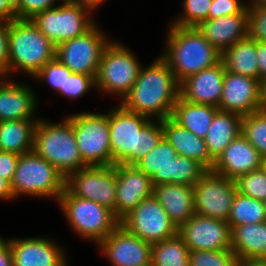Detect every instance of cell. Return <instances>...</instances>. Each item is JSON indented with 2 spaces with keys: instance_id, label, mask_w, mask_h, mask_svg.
Returning <instances> with one entry per match:
<instances>
[{
  "instance_id": "obj_1",
  "label": "cell",
  "mask_w": 266,
  "mask_h": 266,
  "mask_svg": "<svg viewBox=\"0 0 266 266\" xmlns=\"http://www.w3.org/2000/svg\"><path fill=\"white\" fill-rule=\"evenodd\" d=\"M179 96L180 83L158 55L148 66L141 67L137 80L119 104L149 119L163 120L172 115Z\"/></svg>"
},
{
  "instance_id": "obj_2",
  "label": "cell",
  "mask_w": 266,
  "mask_h": 266,
  "mask_svg": "<svg viewBox=\"0 0 266 266\" xmlns=\"http://www.w3.org/2000/svg\"><path fill=\"white\" fill-rule=\"evenodd\" d=\"M112 165H135L164 137L162 120L126 110L121 104L108 110Z\"/></svg>"
},
{
  "instance_id": "obj_3",
  "label": "cell",
  "mask_w": 266,
  "mask_h": 266,
  "mask_svg": "<svg viewBox=\"0 0 266 266\" xmlns=\"http://www.w3.org/2000/svg\"><path fill=\"white\" fill-rule=\"evenodd\" d=\"M160 56L168 63L179 83L221 61V52L212 46L196 27L169 24Z\"/></svg>"
},
{
  "instance_id": "obj_4",
  "label": "cell",
  "mask_w": 266,
  "mask_h": 266,
  "mask_svg": "<svg viewBox=\"0 0 266 266\" xmlns=\"http://www.w3.org/2000/svg\"><path fill=\"white\" fill-rule=\"evenodd\" d=\"M56 46L30 19L8 23L7 77L21 72L33 77L47 62L55 59Z\"/></svg>"
},
{
  "instance_id": "obj_5",
  "label": "cell",
  "mask_w": 266,
  "mask_h": 266,
  "mask_svg": "<svg viewBox=\"0 0 266 266\" xmlns=\"http://www.w3.org/2000/svg\"><path fill=\"white\" fill-rule=\"evenodd\" d=\"M34 151L54 165L65 178L86 167L79 153L72 122L66 116L57 123L40 117L34 130Z\"/></svg>"
},
{
  "instance_id": "obj_6",
  "label": "cell",
  "mask_w": 266,
  "mask_h": 266,
  "mask_svg": "<svg viewBox=\"0 0 266 266\" xmlns=\"http://www.w3.org/2000/svg\"><path fill=\"white\" fill-rule=\"evenodd\" d=\"M65 180L54 165L32 150L19 156L10 185L15 200L20 196H32L58 202L65 190Z\"/></svg>"
},
{
  "instance_id": "obj_7",
  "label": "cell",
  "mask_w": 266,
  "mask_h": 266,
  "mask_svg": "<svg viewBox=\"0 0 266 266\" xmlns=\"http://www.w3.org/2000/svg\"><path fill=\"white\" fill-rule=\"evenodd\" d=\"M57 205L72 232L96 246L120 224L109 208L91 200L75 197L66 188Z\"/></svg>"
},
{
  "instance_id": "obj_8",
  "label": "cell",
  "mask_w": 266,
  "mask_h": 266,
  "mask_svg": "<svg viewBox=\"0 0 266 266\" xmlns=\"http://www.w3.org/2000/svg\"><path fill=\"white\" fill-rule=\"evenodd\" d=\"M142 66L130 48L114 39L111 40L105 47L99 63L95 78L97 92L116 95L121 102L137 80Z\"/></svg>"
},
{
  "instance_id": "obj_9",
  "label": "cell",
  "mask_w": 266,
  "mask_h": 266,
  "mask_svg": "<svg viewBox=\"0 0 266 266\" xmlns=\"http://www.w3.org/2000/svg\"><path fill=\"white\" fill-rule=\"evenodd\" d=\"M66 117L72 122L83 163L86 166L112 165L108 110L71 113Z\"/></svg>"
},
{
  "instance_id": "obj_10",
  "label": "cell",
  "mask_w": 266,
  "mask_h": 266,
  "mask_svg": "<svg viewBox=\"0 0 266 266\" xmlns=\"http://www.w3.org/2000/svg\"><path fill=\"white\" fill-rule=\"evenodd\" d=\"M30 20L55 46L85 34L97 23L91 11L65 1Z\"/></svg>"
},
{
  "instance_id": "obj_11",
  "label": "cell",
  "mask_w": 266,
  "mask_h": 266,
  "mask_svg": "<svg viewBox=\"0 0 266 266\" xmlns=\"http://www.w3.org/2000/svg\"><path fill=\"white\" fill-rule=\"evenodd\" d=\"M110 37L96 23L85 34L56 46L55 58L72 73L96 78L99 63Z\"/></svg>"
},
{
  "instance_id": "obj_12",
  "label": "cell",
  "mask_w": 266,
  "mask_h": 266,
  "mask_svg": "<svg viewBox=\"0 0 266 266\" xmlns=\"http://www.w3.org/2000/svg\"><path fill=\"white\" fill-rule=\"evenodd\" d=\"M65 188L75 197L91 200L113 211L116 202L115 165L86 166L70 173Z\"/></svg>"
},
{
  "instance_id": "obj_13",
  "label": "cell",
  "mask_w": 266,
  "mask_h": 266,
  "mask_svg": "<svg viewBox=\"0 0 266 266\" xmlns=\"http://www.w3.org/2000/svg\"><path fill=\"white\" fill-rule=\"evenodd\" d=\"M120 225L150 244L171 238L178 230L153 195L142 200L120 221Z\"/></svg>"
},
{
  "instance_id": "obj_14",
  "label": "cell",
  "mask_w": 266,
  "mask_h": 266,
  "mask_svg": "<svg viewBox=\"0 0 266 266\" xmlns=\"http://www.w3.org/2000/svg\"><path fill=\"white\" fill-rule=\"evenodd\" d=\"M194 188V209L197 215L227 221L237 187L234 180L207 171Z\"/></svg>"
},
{
  "instance_id": "obj_15",
  "label": "cell",
  "mask_w": 266,
  "mask_h": 266,
  "mask_svg": "<svg viewBox=\"0 0 266 266\" xmlns=\"http://www.w3.org/2000/svg\"><path fill=\"white\" fill-rule=\"evenodd\" d=\"M177 234L190 251L231 249V228L224 220L195 214L178 227Z\"/></svg>"
},
{
  "instance_id": "obj_16",
  "label": "cell",
  "mask_w": 266,
  "mask_h": 266,
  "mask_svg": "<svg viewBox=\"0 0 266 266\" xmlns=\"http://www.w3.org/2000/svg\"><path fill=\"white\" fill-rule=\"evenodd\" d=\"M220 111L241 116L263 109V83L252 77L225 70Z\"/></svg>"
},
{
  "instance_id": "obj_17",
  "label": "cell",
  "mask_w": 266,
  "mask_h": 266,
  "mask_svg": "<svg viewBox=\"0 0 266 266\" xmlns=\"http://www.w3.org/2000/svg\"><path fill=\"white\" fill-rule=\"evenodd\" d=\"M111 266H148L152 244L129 233L120 224L98 245Z\"/></svg>"
},
{
  "instance_id": "obj_18",
  "label": "cell",
  "mask_w": 266,
  "mask_h": 266,
  "mask_svg": "<svg viewBox=\"0 0 266 266\" xmlns=\"http://www.w3.org/2000/svg\"><path fill=\"white\" fill-rule=\"evenodd\" d=\"M13 266H68L62 245L51 237L8 238Z\"/></svg>"
},
{
  "instance_id": "obj_19",
  "label": "cell",
  "mask_w": 266,
  "mask_h": 266,
  "mask_svg": "<svg viewBox=\"0 0 266 266\" xmlns=\"http://www.w3.org/2000/svg\"><path fill=\"white\" fill-rule=\"evenodd\" d=\"M115 172V217L121 221L142 200L153 195V184L151 178L134 165L115 164Z\"/></svg>"
},
{
  "instance_id": "obj_20",
  "label": "cell",
  "mask_w": 266,
  "mask_h": 266,
  "mask_svg": "<svg viewBox=\"0 0 266 266\" xmlns=\"http://www.w3.org/2000/svg\"><path fill=\"white\" fill-rule=\"evenodd\" d=\"M25 82L0 77V122L36 117L39 107L38 96Z\"/></svg>"
},
{
  "instance_id": "obj_21",
  "label": "cell",
  "mask_w": 266,
  "mask_h": 266,
  "mask_svg": "<svg viewBox=\"0 0 266 266\" xmlns=\"http://www.w3.org/2000/svg\"><path fill=\"white\" fill-rule=\"evenodd\" d=\"M262 162L259 152L240 134L215 160L211 171L236 180L246 173L260 169Z\"/></svg>"
},
{
  "instance_id": "obj_22",
  "label": "cell",
  "mask_w": 266,
  "mask_h": 266,
  "mask_svg": "<svg viewBox=\"0 0 266 266\" xmlns=\"http://www.w3.org/2000/svg\"><path fill=\"white\" fill-rule=\"evenodd\" d=\"M225 67L220 61L213 67L201 70L180 83V96L191 103L218 108L223 88Z\"/></svg>"
},
{
  "instance_id": "obj_23",
  "label": "cell",
  "mask_w": 266,
  "mask_h": 266,
  "mask_svg": "<svg viewBox=\"0 0 266 266\" xmlns=\"http://www.w3.org/2000/svg\"><path fill=\"white\" fill-rule=\"evenodd\" d=\"M204 38L221 53L237 41L248 38L247 14L220 16L196 27Z\"/></svg>"
},
{
  "instance_id": "obj_24",
  "label": "cell",
  "mask_w": 266,
  "mask_h": 266,
  "mask_svg": "<svg viewBox=\"0 0 266 266\" xmlns=\"http://www.w3.org/2000/svg\"><path fill=\"white\" fill-rule=\"evenodd\" d=\"M164 137L176 150L178 156L200 162L208 171L215 160L210 156L205 139L199 138L178 124L171 116L162 120Z\"/></svg>"
},
{
  "instance_id": "obj_25",
  "label": "cell",
  "mask_w": 266,
  "mask_h": 266,
  "mask_svg": "<svg viewBox=\"0 0 266 266\" xmlns=\"http://www.w3.org/2000/svg\"><path fill=\"white\" fill-rule=\"evenodd\" d=\"M153 196L177 228L196 214L193 186L161 184L153 186Z\"/></svg>"
},
{
  "instance_id": "obj_26",
  "label": "cell",
  "mask_w": 266,
  "mask_h": 266,
  "mask_svg": "<svg viewBox=\"0 0 266 266\" xmlns=\"http://www.w3.org/2000/svg\"><path fill=\"white\" fill-rule=\"evenodd\" d=\"M177 152L163 137L159 144L134 166L151 178L153 186L174 184V158Z\"/></svg>"
},
{
  "instance_id": "obj_27",
  "label": "cell",
  "mask_w": 266,
  "mask_h": 266,
  "mask_svg": "<svg viewBox=\"0 0 266 266\" xmlns=\"http://www.w3.org/2000/svg\"><path fill=\"white\" fill-rule=\"evenodd\" d=\"M231 250L237 259H266V221L234 226Z\"/></svg>"
},
{
  "instance_id": "obj_28",
  "label": "cell",
  "mask_w": 266,
  "mask_h": 266,
  "mask_svg": "<svg viewBox=\"0 0 266 266\" xmlns=\"http://www.w3.org/2000/svg\"><path fill=\"white\" fill-rule=\"evenodd\" d=\"M242 118L236 113L220 110L215 114L205 137L208 152L214 160L241 134Z\"/></svg>"
},
{
  "instance_id": "obj_29",
  "label": "cell",
  "mask_w": 266,
  "mask_h": 266,
  "mask_svg": "<svg viewBox=\"0 0 266 266\" xmlns=\"http://www.w3.org/2000/svg\"><path fill=\"white\" fill-rule=\"evenodd\" d=\"M218 111L214 106L191 103L179 96L171 117L191 133L205 139L211 121Z\"/></svg>"
},
{
  "instance_id": "obj_30",
  "label": "cell",
  "mask_w": 266,
  "mask_h": 266,
  "mask_svg": "<svg viewBox=\"0 0 266 266\" xmlns=\"http://www.w3.org/2000/svg\"><path fill=\"white\" fill-rule=\"evenodd\" d=\"M39 119L0 122V151L24 154L34 150V130Z\"/></svg>"
},
{
  "instance_id": "obj_31",
  "label": "cell",
  "mask_w": 266,
  "mask_h": 266,
  "mask_svg": "<svg viewBox=\"0 0 266 266\" xmlns=\"http://www.w3.org/2000/svg\"><path fill=\"white\" fill-rule=\"evenodd\" d=\"M256 42L250 38L237 41L221 53L225 70L259 80Z\"/></svg>"
},
{
  "instance_id": "obj_32",
  "label": "cell",
  "mask_w": 266,
  "mask_h": 266,
  "mask_svg": "<svg viewBox=\"0 0 266 266\" xmlns=\"http://www.w3.org/2000/svg\"><path fill=\"white\" fill-rule=\"evenodd\" d=\"M189 254L190 250L176 234L152 244L151 264L153 266H190Z\"/></svg>"
},
{
  "instance_id": "obj_33",
  "label": "cell",
  "mask_w": 266,
  "mask_h": 266,
  "mask_svg": "<svg viewBox=\"0 0 266 266\" xmlns=\"http://www.w3.org/2000/svg\"><path fill=\"white\" fill-rule=\"evenodd\" d=\"M264 203L261 200L237 192L227 222L234 226L265 222Z\"/></svg>"
},
{
  "instance_id": "obj_34",
  "label": "cell",
  "mask_w": 266,
  "mask_h": 266,
  "mask_svg": "<svg viewBox=\"0 0 266 266\" xmlns=\"http://www.w3.org/2000/svg\"><path fill=\"white\" fill-rule=\"evenodd\" d=\"M241 134L259 152L266 157V109L263 108L242 118Z\"/></svg>"
},
{
  "instance_id": "obj_35",
  "label": "cell",
  "mask_w": 266,
  "mask_h": 266,
  "mask_svg": "<svg viewBox=\"0 0 266 266\" xmlns=\"http://www.w3.org/2000/svg\"><path fill=\"white\" fill-rule=\"evenodd\" d=\"M212 0H183V13L170 21L171 25L180 27H197L201 22L209 20Z\"/></svg>"
},
{
  "instance_id": "obj_36",
  "label": "cell",
  "mask_w": 266,
  "mask_h": 266,
  "mask_svg": "<svg viewBox=\"0 0 266 266\" xmlns=\"http://www.w3.org/2000/svg\"><path fill=\"white\" fill-rule=\"evenodd\" d=\"M207 171L196 160L182 156L174 158V184L194 186Z\"/></svg>"
},
{
  "instance_id": "obj_37",
  "label": "cell",
  "mask_w": 266,
  "mask_h": 266,
  "mask_svg": "<svg viewBox=\"0 0 266 266\" xmlns=\"http://www.w3.org/2000/svg\"><path fill=\"white\" fill-rule=\"evenodd\" d=\"M237 257L231 249L190 251V266H236Z\"/></svg>"
},
{
  "instance_id": "obj_38",
  "label": "cell",
  "mask_w": 266,
  "mask_h": 266,
  "mask_svg": "<svg viewBox=\"0 0 266 266\" xmlns=\"http://www.w3.org/2000/svg\"><path fill=\"white\" fill-rule=\"evenodd\" d=\"M237 192L264 201L266 199V171L261 167L234 180Z\"/></svg>"
},
{
  "instance_id": "obj_39",
  "label": "cell",
  "mask_w": 266,
  "mask_h": 266,
  "mask_svg": "<svg viewBox=\"0 0 266 266\" xmlns=\"http://www.w3.org/2000/svg\"><path fill=\"white\" fill-rule=\"evenodd\" d=\"M71 74L72 72L55 58L47 62L32 78L38 82L47 83L57 93L64 88L66 79Z\"/></svg>"
},
{
  "instance_id": "obj_40",
  "label": "cell",
  "mask_w": 266,
  "mask_h": 266,
  "mask_svg": "<svg viewBox=\"0 0 266 266\" xmlns=\"http://www.w3.org/2000/svg\"><path fill=\"white\" fill-rule=\"evenodd\" d=\"M248 38L266 43V5L248 3Z\"/></svg>"
},
{
  "instance_id": "obj_41",
  "label": "cell",
  "mask_w": 266,
  "mask_h": 266,
  "mask_svg": "<svg viewBox=\"0 0 266 266\" xmlns=\"http://www.w3.org/2000/svg\"><path fill=\"white\" fill-rule=\"evenodd\" d=\"M92 88L96 90L95 79L92 76L72 73L68 79H66L64 88H61L57 94L67 99L76 100L78 98L81 99L83 95H87Z\"/></svg>"
},
{
  "instance_id": "obj_42",
  "label": "cell",
  "mask_w": 266,
  "mask_h": 266,
  "mask_svg": "<svg viewBox=\"0 0 266 266\" xmlns=\"http://www.w3.org/2000/svg\"><path fill=\"white\" fill-rule=\"evenodd\" d=\"M63 2L64 0H15L18 19H31L36 14L54 8Z\"/></svg>"
},
{
  "instance_id": "obj_43",
  "label": "cell",
  "mask_w": 266,
  "mask_h": 266,
  "mask_svg": "<svg viewBox=\"0 0 266 266\" xmlns=\"http://www.w3.org/2000/svg\"><path fill=\"white\" fill-rule=\"evenodd\" d=\"M247 5L246 0H212L209 19L225 15L247 14Z\"/></svg>"
},
{
  "instance_id": "obj_44",
  "label": "cell",
  "mask_w": 266,
  "mask_h": 266,
  "mask_svg": "<svg viewBox=\"0 0 266 266\" xmlns=\"http://www.w3.org/2000/svg\"><path fill=\"white\" fill-rule=\"evenodd\" d=\"M19 156L16 153L0 151V177L11 182L17 168Z\"/></svg>"
},
{
  "instance_id": "obj_45",
  "label": "cell",
  "mask_w": 266,
  "mask_h": 266,
  "mask_svg": "<svg viewBox=\"0 0 266 266\" xmlns=\"http://www.w3.org/2000/svg\"><path fill=\"white\" fill-rule=\"evenodd\" d=\"M8 23L0 21V77H7Z\"/></svg>"
},
{
  "instance_id": "obj_46",
  "label": "cell",
  "mask_w": 266,
  "mask_h": 266,
  "mask_svg": "<svg viewBox=\"0 0 266 266\" xmlns=\"http://www.w3.org/2000/svg\"><path fill=\"white\" fill-rule=\"evenodd\" d=\"M18 19L15 0H0V21L11 23Z\"/></svg>"
},
{
  "instance_id": "obj_47",
  "label": "cell",
  "mask_w": 266,
  "mask_h": 266,
  "mask_svg": "<svg viewBox=\"0 0 266 266\" xmlns=\"http://www.w3.org/2000/svg\"><path fill=\"white\" fill-rule=\"evenodd\" d=\"M256 52L258 58L259 80L264 83L266 82V43L256 42Z\"/></svg>"
},
{
  "instance_id": "obj_48",
  "label": "cell",
  "mask_w": 266,
  "mask_h": 266,
  "mask_svg": "<svg viewBox=\"0 0 266 266\" xmlns=\"http://www.w3.org/2000/svg\"><path fill=\"white\" fill-rule=\"evenodd\" d=\"M0 266H13V256L8 239L0 235Z\"/></svg>"
},
{
  "instance_id": "obj_49",
  "label": "cell",
  "mask_w": 266,
  "mask_h": 266,
  "mask_svg": "<svg viewBox=\"0 0 266 266\" xmlns=\"http://www.w3.org/2000/svg\"><path fill=\"white\" fill-rule=\"evenodd\" d=\"M64 1L72 5L83 6L89 11H91L93 14L94 12L96 13L95 10L99 9V7L106 2V0H64Z\"/></svg>"
},
{
  "instance_id": "obj_50",
  "label": "cell",
  "mask_w": 266,
  "mask_h": 266,
  "mask_svg": "<svg viewBox=\"0 0 266 266\" xmlns=\"http://www.w3.org/2000/svg\"><path fill=\"white\" fill-rule=\"evenodd\" d=\"M0 200L1 201L15 200L13 192L11 190L10 182L3 177H0Z\"/></svg>"
},
{
  "instance_id": "obj_51",
  "label": "cell",
  "mask_w": 266,
  "mask_h": 266,
  "mask_svg": "<svg viewBox=\"0 0 266 266\" xmlns=\"http://www.w3.org/2000/svg\"><path fill=\"white\" fill-rule=\"evenodd\" d=\"M236 266H266V259H237Z\"/></svg>"
},
{
  "instance_id": "obj_52",
  "label": "cell",
  "mask_w": 266,
  "mask_h": 266,
  "mask_svg": "<svg viewBox=\"0 0 266 266\" xmlns=\"http://www.w3.org/2000/svg\"><path fill=\"white\" fill-rule=\"evenodd\" d=\"M263 107L266 109V82L263 83Z\"/></svg>"
},
{
  "instance_id": "obj_53",
  "label": "cell",
  "mask_w": 266,
  "mask_h": 266,
  "mask_svg": "<svg viewBox=\"0 0 266 266\" xmlns=\"http://www.w3.org/2000/svg\"><path fill=\"white\" fill-rule=\"evenodd\" d=\"M248 3H257V4H264L266 5V0H248Z\"/></svg>"
},
{
  "instance_id": "obj_54",
  "label": "cell",
  "mask_w": 266,
  "mask_h": 266,
  "mask_svg": "<svg viewBox=\"0 0 266 266\" xmlns=\"http://www.w3.org/2000/svg\"><path fill=\"white\" fill-rule=\"evenodd\" d=\"M262 168L266 171V157L263 158Z\"/></svg>"
},
{
  "instance_id": "obj_55",
  "label": "cell",
  "mask_w": 266,
  "mask_h": 266,
  "mask_svg": "<svg viewBox=\"0 0 266 266\" xmlns=\"http://www.w3.org/2000/svg\"><path fill=\"white\" fill-rule=\"evenodd\" d=\"M264 203V213H265V219H266V199L263 201Z\"/></svg>"
}]
</instances>
